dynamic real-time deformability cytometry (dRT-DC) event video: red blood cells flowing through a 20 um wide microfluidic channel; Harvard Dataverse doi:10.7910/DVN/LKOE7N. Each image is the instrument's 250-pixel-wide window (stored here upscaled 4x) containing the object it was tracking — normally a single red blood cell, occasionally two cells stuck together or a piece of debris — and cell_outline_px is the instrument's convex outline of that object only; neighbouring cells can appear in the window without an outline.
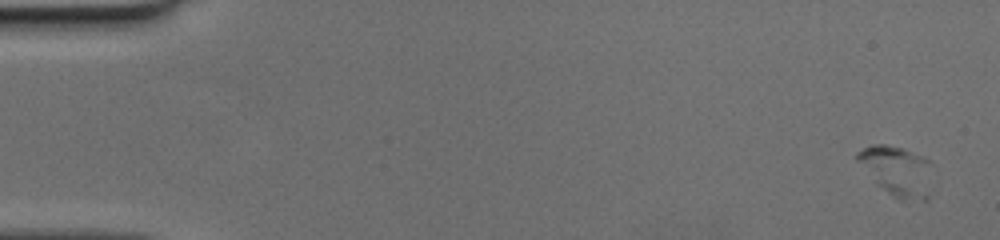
{"species": "human", "species_latin": "Homo sapiens", "temperature_condition": "cold", "stored_images_in_passage": 5, "camera_frame_rate_fps": 3000, "um_per_image_px": 0.085, "donor": {"sex": "female"}, "frame": {"image": 1, "passage_image": 3, "time_ms": 0.667, "image_size_px": [1000, 240], "cell_outline_px": [[932, 164], [908, 196], [900, 200], [876, 184], [856, 160], [856, 152], [872, 144], [884, 144], [900, 148], [924, 156]], "centroid_in_image_um": [75.93, 14.29], "position_along_channel_um": 9.1, "area_um2": 18.73}}